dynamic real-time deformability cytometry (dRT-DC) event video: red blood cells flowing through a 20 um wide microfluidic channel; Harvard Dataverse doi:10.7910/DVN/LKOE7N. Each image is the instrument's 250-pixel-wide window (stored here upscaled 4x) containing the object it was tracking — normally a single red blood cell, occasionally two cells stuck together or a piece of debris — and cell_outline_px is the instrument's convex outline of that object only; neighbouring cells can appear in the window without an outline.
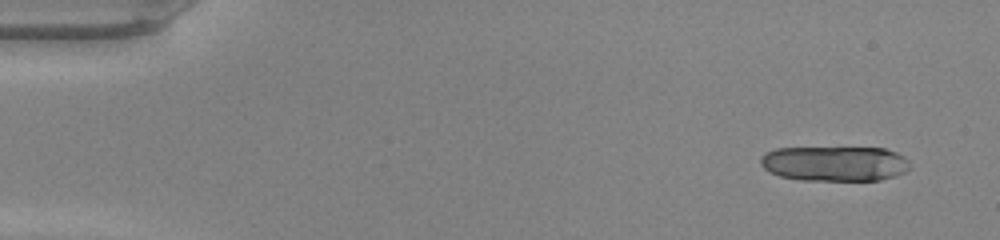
{"species": "common noctule bat (a hibernating species)", "species_latin": "Nyctalus noctula", "temperature_condition": "warm", "stored_images_in_passage": 24, "camera_frame_rate_fps": 3000, "um_per_image_px": 0.085, "animal": {"sex": "male", "body_mass_g": 20.0, "forearm_length_mm": 53.3}, "frame": {"image": 1, "passage_image": 3, "time_ms": 0.667, "image_size_px": [1000, 240], "cell_outline_px": [[908, 168], [904, 172], [896, 176], [880, 180], [800, 180], [780, 176], [768, 172], [760, 164], [760, 156], [764, 152], [776, 148], [884, 148], [896, 152], [904, 156], [908, 160]], "centroid_in_image_um": [70.91, 13.9], "position_along_channel_um": 14.1, "area_um2": 30.69}}
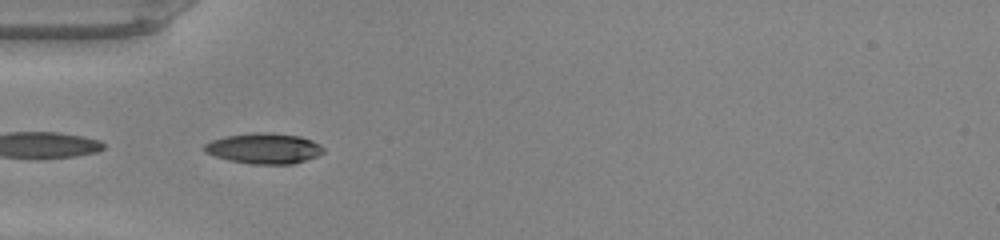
{"frame": {"image": 2, "passage_image": 16, "time_ms": 5.0, "image_size_px": [1000, 240], "cell_outline_px": [[324, 152], [316, 156], [292, 164], [252, 164], [228, 160], [204, 152], [204, 144], [212, 140], [224, 136], [252, 132], [272, 132], [300, 136], [312, 140], [320, 144], [324, 148]], "centroid_in_image_um": [22.43, 12.6], "position_along_channel_um": 62.6, "area_um2": 21.33}}
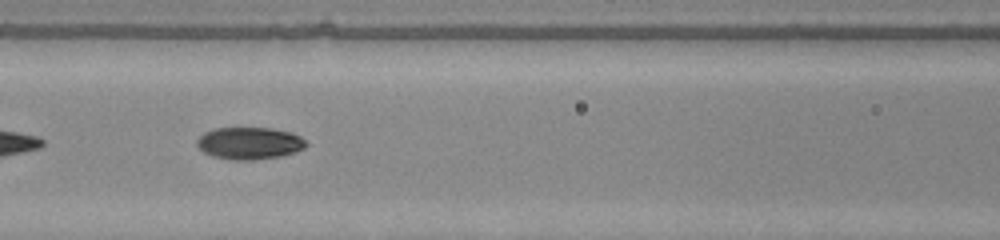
{"frame": {"image": 3, "passage_image": 22, "time_ms": 7.0, "image_size_px": [1000, 240], "cell_outline_px": [[308, 144], [304, 148], [296, 152], [280, 156], [252, 160], [232, 160], [212, 156], [204, 152], [196, 144], [196, 140], [204, 132], [212, 128], [272, 128], [292, 132], [300, 136]], "centroid_in_image_um": [21.2, 12.17], "position_along_channel_um": 145.4, "area_um2": 20.58}}